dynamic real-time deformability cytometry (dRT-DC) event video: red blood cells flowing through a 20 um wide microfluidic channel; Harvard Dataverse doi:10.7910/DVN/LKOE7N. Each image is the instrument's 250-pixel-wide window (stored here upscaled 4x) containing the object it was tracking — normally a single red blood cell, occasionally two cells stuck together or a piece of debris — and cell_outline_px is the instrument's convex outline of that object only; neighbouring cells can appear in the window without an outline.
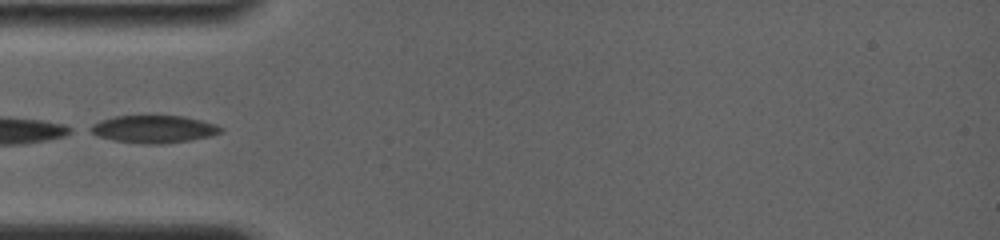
{"species": "common noctule bat (a hibernating species)", "species_latin": "Nyctalus noctula", "temperature_condition": "room temperature", "stored_images_in_passage": 2, "camera_frame_rate_fps": 4000, "um_per_image_px": 0.085, "animal": {"sex": "female", "body_mass_g": 19.0, "forearm_length_mm": 56.7}, "frame": {"image": 1, "passage_image": 1, "time_ms": 0.0, "image_size_px": [1000, 240], "cell_outline_px": [[224, 132], [212, 136], [188, 140], [156, 144], [148, 144], [112, 140], [100, 136], [84, 128], [100, 120], [116, 116], [184, 116], [216, 124], [224, 128]], "centroid_in_image_um": [13.08, 10.97], "position_along_channel_um": 71.9, "area_um2": 20.87}}